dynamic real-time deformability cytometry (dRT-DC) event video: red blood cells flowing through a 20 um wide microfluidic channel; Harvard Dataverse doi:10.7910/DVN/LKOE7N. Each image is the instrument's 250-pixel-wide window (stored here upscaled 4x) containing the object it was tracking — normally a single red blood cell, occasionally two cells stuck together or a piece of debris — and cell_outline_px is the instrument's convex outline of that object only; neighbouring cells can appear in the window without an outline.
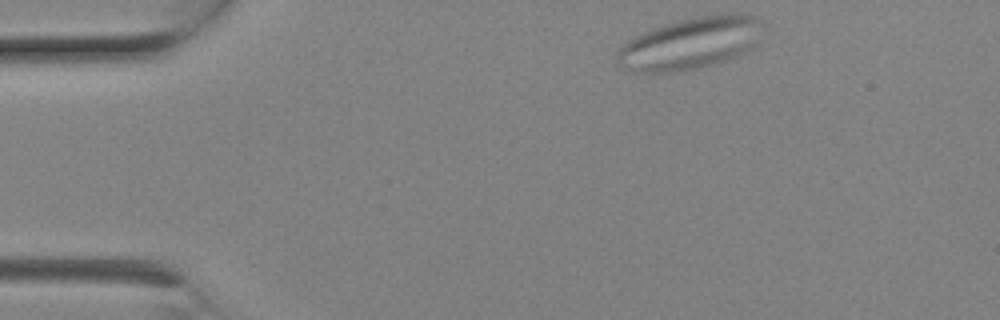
{"species": "Egyptian fruit bat (a non-hibernating species)", "species_latin": "Rousettus aegyptiacus", "temperature_condition": "room temperature", "stored_images_in_passage": 4, "camera_frame_rate_fps": 3000, "um_per_image_px": 0.085, "animal": {"sex": "female"}, "frame": {"image": 1, "passage_image": 1, "time_ms": 0.0, "image_size_px": [1000, 320], "cell_outline_px": [[756, 48], [724, 60], [700, 68], [672, 72], [640, 72], [628, 68], [620, 64], [616, 60], [616, 56], [620, 48], [628, 40], [644, 32], [676, 20], [700, 16], [728, 12], [732, 12], [756, 16]], "centroid_in_image_um": [58.65, 3.68], "position_along_channel_um": 26.4, "area_um2": 43.12}}
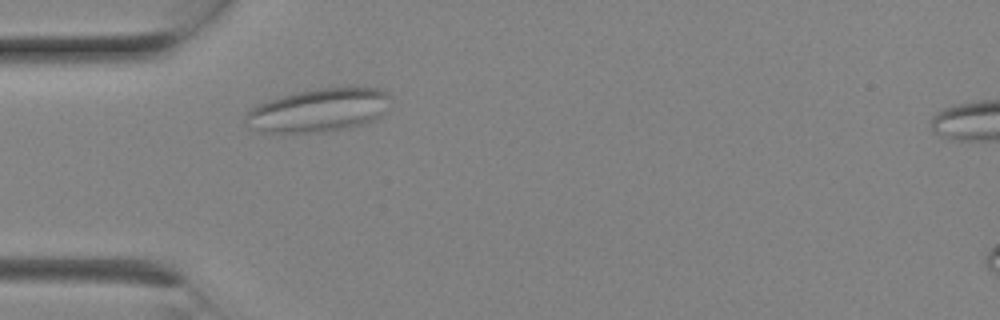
{"frame": {"image": 2, "passage_image": 4, "time_ms": 1.0, "image_size_px": [1000, 320], "cell_outline_px": [[392, 96], [380, 116], [376, 120], [364, 124], [348, 128], [324, 132], [272, 132], [252, 128], [244, 120], [248, 112], [252, 108], [268, 100], [296, 92], [316, 88], [380, 88], [388, 92]], "centroid_in_image_um": [27.14, 9.36], "position_along_channel_um": 57.9, "area_um2": 36.24}}